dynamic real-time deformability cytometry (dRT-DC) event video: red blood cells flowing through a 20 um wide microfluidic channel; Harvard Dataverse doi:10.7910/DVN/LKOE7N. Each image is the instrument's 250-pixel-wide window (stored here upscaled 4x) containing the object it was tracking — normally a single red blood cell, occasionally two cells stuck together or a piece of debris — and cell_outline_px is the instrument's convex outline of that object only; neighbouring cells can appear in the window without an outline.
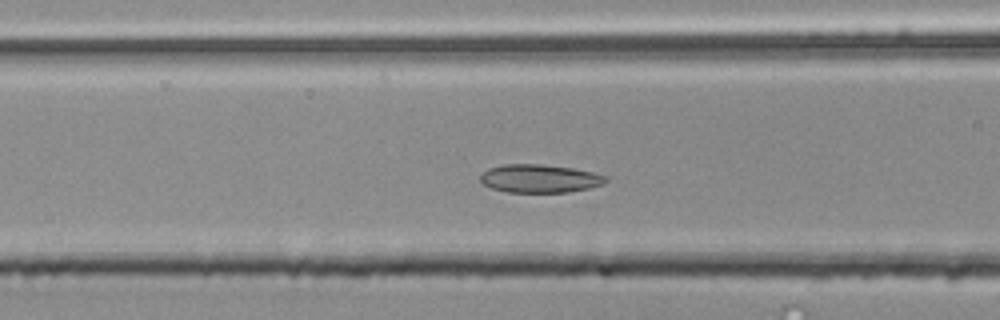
{"species": "common noctule bat (a hibernating species)", "species_latin": "Nyctalus noctula", "temperature_condition": "room temperature", "stored_images_in_passage": 39, "camera_frame_rate_fps": 3000, "um_per_image_px": 0.085, "animal": {"sex": "male", "body_mass_g": 20.4}, "frame": {"image": 1, "passage_image": 6, "time_ms": 1.667, "image_size_px": [1000, 320], "cell_outline_px": [[608, 180], [600, 184], [588, 188], [568, 192], [508, 192], [492, 188], [484, 184], [480, 180], [480, 176], [488, 168], [504, 164], [540, 164], [572, 168], [592, 172], [608, 176]], "centroid_in_image_um": [45.86, 15.17], "position_along_channel_um": 120.7, "area_um2": 20.46}}
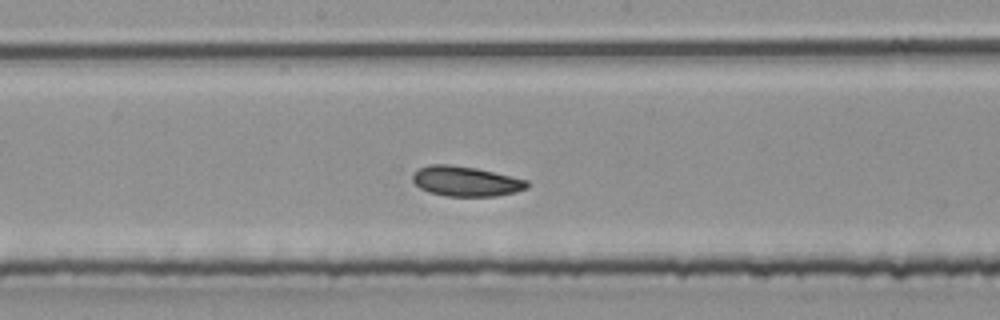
{"frame": {"image": 2, "passage_image": 13, "time_ms": 4.0, "image_size_px": [1000, 320], "cell_outline_px": [[528, 188], [516, 192], [496, 196], [448, 196], [428, 192], [420, 188], [412, 180], [412, 172], [416, 168], [428, 164], [448, 164], [476, 168], [528, 180]], "centroid_in_image_um": [39.55, 15.4], "position_along_channel_um": 208.6, "area_um2": 20.17}}
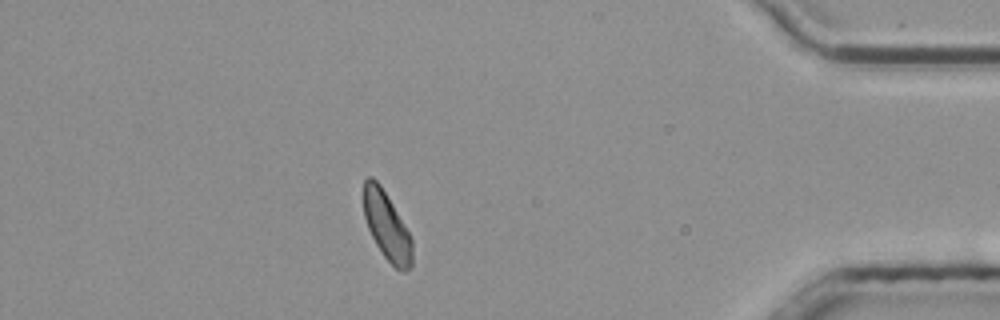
{"frame": {"image": 3, "passage_image": 32, "time_ms": 10.333, "image_size_px": [1000, 320], "cell_outline_px": [[412, 264], [404, 272], [396, 268], [384, 256], [376, 244], [368, 228], [364, 216], [364, 180], [368, 176], [372, 176], [380, 184], [392, 204], [408, 232], [412, 240]], "centroid_in_image_um": [32.86, 19.21], "position_along_channel_um": 402.3, "area_um2": 18.84}, "authors_computed_cell_mechanics": {"area_um2": 19.8254, "velocity_mm_per_s": 3.7662, "shape_relaxation_time_tau1_ms": 3.4779, "shape_relaxation_time_tau2_ms": 2.3023, "deformation_change_tau1": 0.0797, "deformation_change_tau2": 0.0739}}